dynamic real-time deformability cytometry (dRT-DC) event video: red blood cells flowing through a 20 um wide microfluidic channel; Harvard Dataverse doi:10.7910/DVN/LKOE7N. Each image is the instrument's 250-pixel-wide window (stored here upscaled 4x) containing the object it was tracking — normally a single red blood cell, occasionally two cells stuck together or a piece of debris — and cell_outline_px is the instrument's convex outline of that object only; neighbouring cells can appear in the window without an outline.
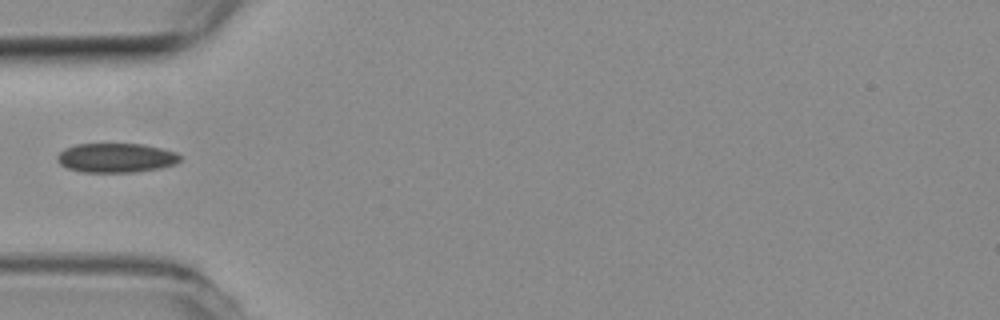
{"species": "common noctule bat (a hibernating species)", "species_latin": "Nyctalus noctula", "temperature_condition": "room temperature", "stored_images_in_passage": 9, "camera_frame_rate_fps": 3000, "um_per_image_px": 0.085, "animal": {"sex": "female", "body_mass_g": 19.3, "forearm_length_mm": 54.1}, "frame": {"image": 1, "passage_image": 1, "time_ms": 0.0, "image_size_px": [1000, 320], "cell_outline_px": [[180, 160], [176, 164], [160, 168], [136, 172], [80, 172], [68, 168], [60, 164], [56, 160], [56, 156], [64, 148], [76, 144], [144, 144], [176, 152], [180, 156]], "centroid_in_image_um": [9.85, 13.42], "position_along_channel_um": 75.2, "area_um2": 21.1}}